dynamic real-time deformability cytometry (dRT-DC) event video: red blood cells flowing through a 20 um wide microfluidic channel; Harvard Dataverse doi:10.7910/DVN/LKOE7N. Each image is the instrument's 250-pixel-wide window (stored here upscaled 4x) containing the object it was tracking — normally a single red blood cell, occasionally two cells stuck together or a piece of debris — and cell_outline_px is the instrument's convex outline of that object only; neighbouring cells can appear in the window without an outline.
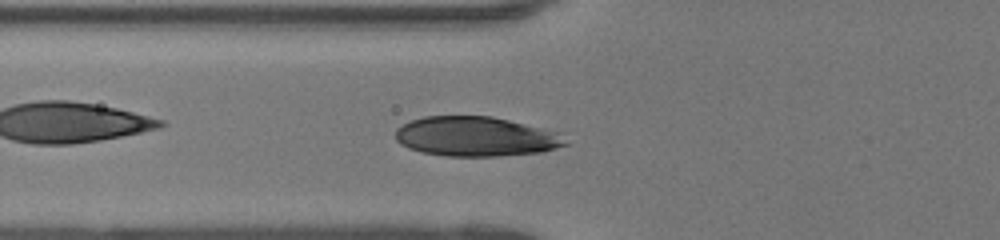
{"species": "human", "species_latin": "Homo sapiens", "temperature_condition": "room temperature", "stored_images_in_passage": 45, "camera_frame_rate_fps": 3000, "um_per_image_px": 0.085, "donor": {"sex": "female"}, "frame": {"image": 1, "passage_image": 15, "time_ms": 4.667, "image_size_px": [1000, 240], "cell_outline_px": [[568, 144], [556, 148], [540, 152], [500, 156], [448, 156], [424, 152], [408, 148], [400, 144], [396, 140], [396, 128], [412, 120], [424, 116], [492, 116], [556, 132]], "centroid_in_image_um": [40.4, 11.61], "position_along_channel_um": 85.4, "area_um2": 38.84}}
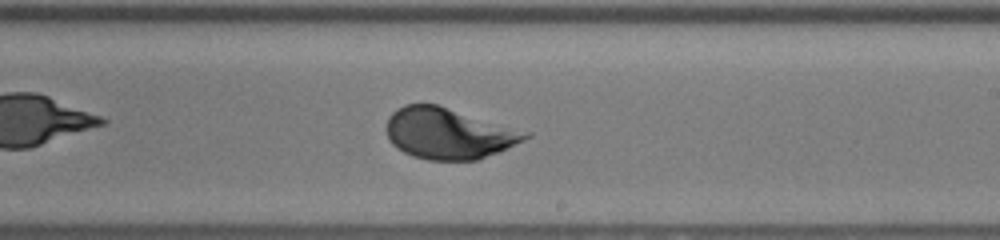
{"frame": {"image": 2, "passage_image": 27, "time_ms": 8.667, "image_size_px": [1000, 240], "cell_outline_px": [[532, 136], [500, 152], [476, 160], [428, 160], [412, 156], [396, 148], [388, 140], [388, 116], [396, 108], [404, 104], [436, 104], [532, 132]], "centroid_in_image_um": [38.15, 11.34], "position_along_channel_um": 250.8, "area_um2": 41.5}}
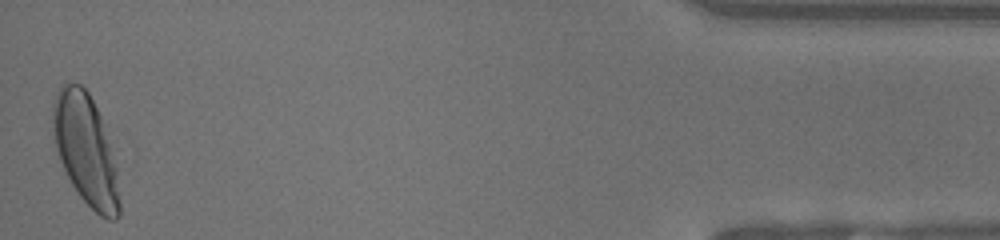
{"frame": {"image": 3, "passage_image": 45, "time_ms": 14.667, "image_size_px": [1000, 240], "cell_outline_px": [[120, 216], [116, 220], [108, 220], [100, 216], [80, 196], [72, 184], [60, 160], [56, 148], [52, 104], [56, 92], [64, 84], [80, 84], [88, 92], [100, 116], [116, 168], [120, 200]], "centroid_in_image_um": [7.29, 12.77], "position_along_channel_um": 427.9, "area_um2": 41.91}}